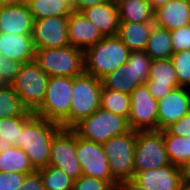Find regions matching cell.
Listing matches in <instances>:
<instances>
[{"mask_svg":"<svg viewBox=\"0 0 190 190\" xmlns=\"http://www.w3.org/2000/svg\"><path fill=\"white\" fill-rule=\"evenodd\" d=\"M61 128L35 115L21 130L20 142L16 147L25 152L36 171L49 165L52 138Z\"/></svg>","mask_w":190,"mask_h":190,"instance_id":"1","label":"cell"},{"mask_svg":"<svg viewBox=\"0 0 190 190\" xmlns=\"http://www.w3.org/2000/svg\"><path fill=\"white\" fill-rule=\"evenodd\" d=\"M130 52L117 35L104 37L84 52L85 72L101 79L125 64Z\"/></svg>","mask_w":190,"mask_h":190,"instance_id":"2","label":"cell"},{"mask_svg":"<svg viewBox=\"0 0 190 190\" xmlns=\"http://www.w3.org/2000/svg\"><path fill=\"white\" fill-rule=\"evenodd\" d=\"M71 101L72 78L52 76L48 78L43 102L33 113L62 128H70Z\"/></svg>","mask_w":190,"mask_h":190,"instance_id":"3","label":"cell"},{"mask_svg":"<svg viewBox=\"0 0 190 190\" xmlns=\"http://www.w3.org/2000/svg\"><path fill=\"white\" fill-rule=\"evenodd\" d=\"M34 61L49 77L73 78L85 71L84 52L71 45L36 49Z\"/></svg>","mask_w":190,"mask_h":190,"instance_id":"4","label":"cell"},{"mask_svg":"<svg viewBox=\"0 0 190 190\" xmlns=\"http://www.w3.org/2000/svg\"><path fill=\"white\" fill-rule=\"evenodd\" d=\"M71 129L80 138H85L99 144L105 143L113 136L122 135L131 130L128 118L101 107L89 117L81 119Z\"/></svg>","mask_w":190,"mask_h":190,"instance_id":"5","label":"cell"},{"mask_svg":"<svg viewBox=\"0 0 190 190\" xmlns=\"http://www.w3.org/2000/svg\"><path fill=\"white\" fill-rule=\"evenodd\" d=\"M101 79L86 73L72 78L70 128L81 119L89 117L100 107Z\"/></svg>","mask_w":190,"mask_h":190,"instance_id":"6","label":"cell"},{"mask_svg":"<svg viewBox=\"0 0 190 190\" xmlns=\"http://www.w3.org/2000/svg\"><path fill=\"white\" fill-rule=\"evenodd\" d=\"M112 176L118 181L133 179L136 131L113 136L102 144Z\"/></svg>","mask_w":190,"mask_h":190,"instance_id":"7","label":"cell"},{"mask_svg":"<svg viewBox=\"0 0 190 190\" xmlns=\"http://www.w3.org/2000/svg\"><path fill=\"white\" fill-rule=\"evenodd\" d=\"M170 164L163 140V130L136 131L134 175Z\"/></svg>","mask_w":190,"mask_h":190,"instance_id":"8","label":"cell"},{"mask_svg":"<svg viewBox=\"0 0 190 190\" xmlns=\"http://www.w3.org/2000/svg\"><path fill=\"white\" fill-rule=\"evenodd\" d=\"M49 76L33 60L24 63L11 86L23 104L34 112L43 102Z\"/></svg>","mask_w":190,"mask_h":190,"instance_id":"9","label":"cell"},{"mask_svg":"<svg viewBox=\"0 0 190 190\" xmlns=\"http://www.w3.org/2000/svg\"><path fill=\"white\" fill-rule=\"evenodd\" d=\"M49 165L60 167L73 181L82 176L76 153V133L61 128L52 138Z\"/></svg>","mask_w":190,"mask_h":190,"instance_id":"10","label":"cell"},{"mask_svg":"<svg viewBox=\"0 0 190 190\" xmlns=\"http://www.w3.org/2000/svg\"><path fill=\"white\" fill-rule=\"evenodd\" d=\"M130 101L128 123L131 130H158V100L151 95L146 84L137 86L130 93Z\"/></svg>","mask_w":190,"mask_h":190,"instance_id":"11","label":"cell"},{"mask_svg":"<svg viewBox=\"0 0 190 190\" xmlns=\"http://www.w3.org/2000/svg\"><path fill=\"white\" fill-rule=\"evenodd\" d=\"M76 153L82 175L109 181L116 188L118 181L112 176L102 144L76 134Z\"/></svg>","mask_w":190,"mask_h":190,"instance_id":"12","label":"cell"},{"mask_svg":"<svg viewBox=\"0 0 190 190\" xmlns=\"http://www.w3.org/2000/svg\"><path fill=\"white\" fill-rule=\"evenodd\" d=\"M67 24L68 16H54L34 20L32 39L35 50L70 45Z\"/></svg>","mask_w":190,"mask_h":190,"instance_id":"13","label":"cell"},{"mask_svg":"<svg viewBox=\"0 0 190 190\" xmlns=\"http://www.w3.org/2000/svg\"><path fill=\"white\" fill-rule=\"evenodd\" d=\"M190 88L173 89L158 100V130L177 122L190 111Z\"/></svg>","mask_w":190,"mask_h":190,"instance_id":"14","label":"cell"},{"mask_svg":"<svg viewBox=\"0 0 190 190\" xmlns=\"http://www.w3.org/2000/svg\"><path fill=\"white\" fill-rule=\"evenodd\" d=\"M133 180L148 190H180L184 185L181 168L172 164L138 172Z\"/></svg>","mask_w":190,"mask_h":190,"instance_id":"15","label":"cell"},{"mask_svg":"<svg viewBox=\"0 0 190 190\" xmlns=\"http://www.w3.org/2000/svg\"><path fill=\"white\" fill-rule=\"evenodd\" d=\"M151 95L159 100L173 89L179 88V82L171 59L152 60L149 77L145 82Z\"/></svg>","mask_w":190,"mask_h":190,"instance_id":"16","label":"cell"},{"mask_svg":"<svg viewBox=\"0 0 190 190\" xmlns=\"http://www.w3.org/2000/svg\"><path fill=\"white\" fill-rule=\"evenodd\" d=\"M67 34L70 45L83 52L104 38L99 30L77 11L68 16Z\"/></svg>","mask_w":190,"mask_h":190,"instance_id":"17","label":"cell"},{"mask_svg":"<svg viewBox=\"0 0 190 190\" xmlns=\"http://www.w3.org/2000/svg\"><path fill=\"white\" fill-rule=\"evenodd\" d=\"M80 12L99 30L103 37L118 34L119 15L116 0L97 4Z\"/></svg>","mask_w":190,"mask_h":190,"instance_id":"18","label":"cell"},{"mask_svg":"<svg viewBox=\"0 0 190 190\" xmlns=\"http://www.w3.org/2000/svg\"><path fill=\"white\" fill-rule=\"evenodd\" d=\"M34 19L28 4L0 8V33L32 34Z\"/></svg>","mask_w":190,"mask_h":190,"instance_id":"19","label":"cell"},{"mask_svg":"<svg viewBox=\"0 0 190 190\" xmlns=\"http://www.w3.org/2000/svg\"><path fill=\"white\" fill-rule=\"evenodd\" d=\"M153 22L170 31L190 25V5L184 0H170L154 10Z\"/></svg>","mask_w":190,"mask_h":190,"instance_id":"20","label":"cell"},{"mask_svg":"<svg viewBox=\"0 0 190 190\" xmlns=\"http://www.w3.org/2000/svg\"><path fill=\"white\" fill-rule=\"evenodd\" d=\"M0 55L22 63L35 59V47L32 34L0 33Z\"/></svg>","mask_w":190,"mask_h":190,"instance_id":"21","label":"cell"},{"mask_svg":"<svg viewBox=\"0 0 190 190\" xmlns=\"http://www.w3.org/2000/svg\"><path fill=\"white\" fill-rule=\"evenodd\" d=\"M154 22H119L117 36L130 51L145 50Z\"/></svg>","mask_w":190,"mask_h":190,"instance_id":"22","label":"cell"},{"mask_svg":"<svg viewBox=\"0 0 190 190\" xmlns=\"http://www.w3.org/2000/svg\"><path fill=\"white\" fill-rule=\"evenodd\" d=\"M119 22H153L154 10L148 0H116Z\"/></svg>","mask_w":190,"mask_h":190,"instance_id":"23","label":"cell"},{"mask_svg":"<svg viewBox=\"0 0 190 190\" xmlns=\"http://www.w3.org/2000/svg\"><path fill=\"white\" fill-rule=\"evenodd\" d=\"M144 51L152 60L171 58L174 54L171 31L154 25Z\"/></svg>","mask_w":190,"mask_h":190,"instance_id":"24","label":"cell"},{"mask_svg":"<svg viewBox=\"0 0 190 190\" xmlns=\"http://www.w3.org/2000/svg\"><path fill=\"white\" fill-rule=\"evenodd\" d=\"M34 116L31 112L28 116L0 118V152L19 144L21 130Z\"/></svg>","mask_w":190,"mask_h":190,"instance_id":"25","label":"cell"},{"mask_svg":"<svg viewBox=\"0 0 190 190\" xmlns=\"http://www.w3.org/2000/svg\"><path fill=\"white\" fill-rule=\"evenodd\" d=\"M34 20L54 16H69L73 12L72 0H29Z\"/></svg>","mask_w":190,"mask_h":190,"instance_id":"26","label":"cell"},{"mask_svg":"<svg viewBox=\"0 0 190 190\" xmlns=\"http://www.w3.org/2000/svg\"><path fill=\"white\" fill-rule=\"evenodd\" d=\"M102 88L129 94L139 85V81L131 73L130 64L127 62L113 72L101 78Z\"/></svg>","mask_w":190,"mask_h":190,"instance_id":"27","label":"cell"},{"mask_svg":"<svg viewBox=\"0 0 190 190\" xmlns=\"http://www.w3.org/2000/svg\"><path fill=\"white\" fill-rule=\"evenodd\" d=\"M0 171L31 174L36 170L25 152L19 147L12 146L0 152Z\"/></svg>","mask_w":190,"mask_h":190,"instance_id":"28","label":"cell"},{"mask_svg":"<svg viewBox=\"0 0 190 190\" xmlns=\"http://www.w3.org/2000/svg\"><path fill=\"white\" fill-rule=\"evenodd\" d=\"M31 112L23 104L11 84L0 86V118L28 116Z\"/></svg>","mask_w":190,"mask_h":190,"instance_id":"29","label":"cell"},{"mask_svg":"<svg viewBox=\"0 0 190 190\" xmlns=\"http://www.w3.org/2000/svg\"><path fill=\"white\" fill-rule=\"evenodd\" d=\"M168 159L172 165L181 167L190 160V137L163 135Z\"/></svg>","mask_w":190,"mask_h":190,"instance_id":"30","label":"cell"},{"mask_svg":"<svg viewBox=\"0 0 190 190\" xmlns=\"http://www.w3.org/2000/svg\"><path fill=\"white\" fill-rule=\"evenodd\" d=\"M130 95L107 88H102L100 107L112 113L128 118L130 113Z\"/></svg>","mask_w":190,"mask_h":190,"instance_id":"31","label":"cell"},{"mask_svg":"<svg viewBox=\"0 0 190 190\" xmlns=\"http://www.w3.org/2000/svg\"><path fill=\"white\" fill-rule=\"evenodd\" d=\"M37 171L45 190H72L73 180L60 167L48 165Z\"/></svg>","mask_w":190,"mask_h":190,"instance_id":"32","label":"cell"},{"mask_svg":"<svg viewBox=\"0 0 190 190\" xmlns=\"http://www.w3.org/2000/svg\"><path fill=\"white\" fill-rule=\"evenodd\" d=\"M127 63L130 64L131 73L139 81L140 84H145L149 77L150 66L152 59L144 51H131Z\"/></svg>","mask_w":190,"mask_h":190,"instance_id":"33","label":"cell"},{"mask_svg":"<svg viewBox=\"0 0 190 190\" xmlns=\"http://www.w3.org/2000/svg\"><path fill=\"white\" fill-rule=\"evenodd\" d=\"M180 87L190 88V50L176 52L170 58Z\"/></svg>","mask_w":190,"mask_h":190,"instance_id":"34","label":"cell"},{"mask_svg":"<svg viewBox=\"0 0 190 190\" xmlns=\"http://www.w3.org/2000/svg\"><path fill=\"white\" fill-rule=\"evenodd\" d=\"M23 65L22 62L13 61L4 55H0V81L3 84H11Z\"/></svg>","mask_w":190,"mask_h":190,"instance_id":"35","label":"cell"},{"mask_svg":"<svg viewBox=\"0 0 190 190\" xmlns=\"http://www.w3.org/2000/svg\"><path fill=\"white\" fill-rule=\"evenodd\" d=\"M72 190H116V188L109 181L82 175L73 181Z\"/></svg>","mask_w":190,"mask_h":190,"instance_id":"36","label":"cell"},{"mask_svg":"<svg viewBox=\"0 0 190 190\" xmlns=\"http://www.w3.org/2000/svg\"><path fill=\"white\" fill-rule=\"evenodd\" d=\"M173 52L190 50V25L171 30Z\"/></svg>","mask_w":190,"mask_h":190,"instance_id":"37","label":"cell"},{"mask_svg":"<svg viewBox=\"0 0 190 190\" xmlns=\"http://www.w3.org/2000/svg\"><path fill=\"white\" fill-rule=\"evenodd\" d=\"M25 175L27 174L0 171V190H19L22 188Z\"/></svg>","mask_w":190,"mask_h":190,"instance_id":"38","label":"cell"},{"mask_svg":"<svg viewBox=\"0 0 190 190\" xmlns=\"http://www.w3.org/2000/svg\"><path fill=\"white\" fill-rule=\"evenodd\" d=\"M163 135L189 136L190 137V111L177 122L168 125L163 130Z\"/></svg>","mask_w":190,"mask_h":190,"instance_id":"39","label":"cell"},{"mask_svg":"<svg viewBox=\"0 0 190 190\" xmlns=\"http://www.w3.org/2000/svg\"><path fill=\"white\" fill-rule=\"evenodd\" d=\"M19 190H45L44 183L38 171L25 175L22 188Z\"/></svg>","mask_w":190,"mask_h":190,"instance_id":"40","label":"cell"},{"mask_svg":"<svg viewBox=\"0 0 190 190\" xmlns=\"http://www.w3.org/2000/svg\"><path fill=\"white\" fill-rule=\"evenodd\" d=\"M108 1L111 0H72V7L73 11L80 12L81 10H84L86 8Z\"/></svg>","mask_w":190,"mask_h":190,"instance_id":"41","label":"cell"},{"mask_svg":"<svg viewBox=\"0 0 190 190\" xmlns=\"http://www.w3.org/2000/svg\"><path fill=\"white\" fill-rule=\"evenodd\" d=\"M116 190H148L133 179L123 180L117 183Z\"/></svg>","mask_w":190,"mask_h":190,"instance_id":"42","label":"cell"},{"mask_svg":"<svg viewBox=\"0 0 190 190\" xmlns=\"http://www.w3.org/2000/svg\"><path fill=\"white\" fill-rule=\"evenodd\" d=\"M180 168L183 183L190 186V160H187Z\"/></svg>","mask_w":190,"mask_h":190,"instance_id":"43","label":"cell"},{"mask_svg":"<svg viewBox=\"0 0 190 190\" xmlns=\"http://www.w3.org/2000/svg\"><path fill=\"white\" fill-rule=\"evenodd\" d=\"M29 0H2L3 6H20L28 4Z\"/></svg>","mask_w":190,"mask_h":190,"instance_id":"44","label":"cell"},{"mask_svg":"<svg viewBox=\"0 0 190 190\" xmlns=\"http://www.w3.org/2000/svg\"><path fill=\"white\" fill-rule=\"evenodd\" d=\"M152 9L155 10L158 7L165 5L166 3H168L170 0H148Z\"/></svg>","mask_w":190,"mask_h":190,"instance_id":"45","label":"cell"},{"mask_svg":"<svg viewBox=\"0 0 190 190\" xmlns=\"http://www.w3.org/2000/svg\"><path fill=\"white\" fill-rule=\"evenodd\" d=\"M180 190H190V186L184 184Z\"/></svg>","mask_w":190,"mask_h":190,"instance_id":"46","label":"cell"},{"mask_svg":"<svg viewBox=\"0 0 190 190\" xmlns=\"http://www.w3.org/2000/svg\"><path fill=\"white\" fill-rule=\"evenodd\" d=\"M184 1L190 5V0H184Z\"/></svg>","mask_w":190,"mask_h":190,"instance_id":"47","label":"cell"},{"mask_svg":"<svg viewBox=\"0 0 190 190\" xmlns=\"http://www.w3.org/2000/svg\"><path fill=\"white\" fill-rule=\"evenodd\" d=\"M3 6V4H2V0H0V8Z\"/></svg>","mask_w":190,"mask_h":190,"instance_id":"48","label":"cell"}]
</instances>
